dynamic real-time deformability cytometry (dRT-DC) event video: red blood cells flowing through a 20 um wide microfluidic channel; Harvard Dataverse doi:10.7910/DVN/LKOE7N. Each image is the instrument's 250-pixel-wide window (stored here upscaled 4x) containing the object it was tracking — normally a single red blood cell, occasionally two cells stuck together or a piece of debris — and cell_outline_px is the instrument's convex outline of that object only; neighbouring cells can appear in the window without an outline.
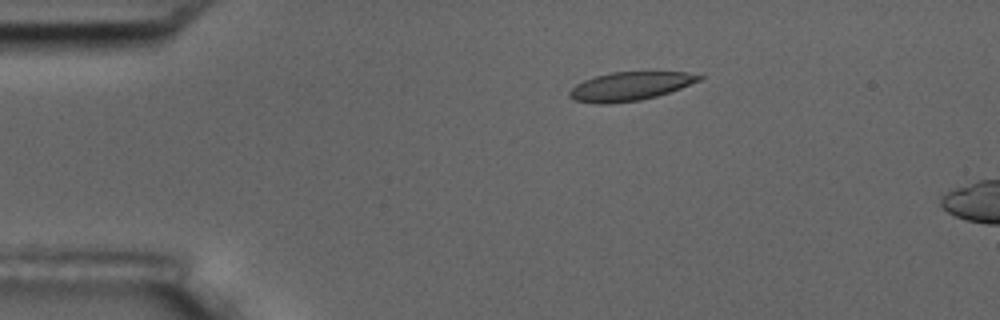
{"species": "common noctule bat (a hibernating species)", "species_latin": "Nyctalus noctula", "temperature_condition": "room temperature", "stored_images_in_passage": 6, "camera_frame_rate_fps": 3000, "um_per_image_px": 0.085, "animal": {"sex": "male", "body_mass_g": 17.5, "forearm_length_mm": 52.3}, "frame": {"image": 1, "passage_image": 4, "time_ms": 3.333, "image_size_px": [1000, 320], "cell_outline_px": [[704, 76], [700, 80], [680, 88], [656, 96], [640, 100], [608, 104], [596, 104], [576, 100], [568, 96], [568, 92], [576, 84], [584, 80], [596, 76], [612, 72], [684, 72]], "centroid_in_image_um": [53.51, 7.34], "position_along_channel_um": 31.5, "area_um2": 21.39}}